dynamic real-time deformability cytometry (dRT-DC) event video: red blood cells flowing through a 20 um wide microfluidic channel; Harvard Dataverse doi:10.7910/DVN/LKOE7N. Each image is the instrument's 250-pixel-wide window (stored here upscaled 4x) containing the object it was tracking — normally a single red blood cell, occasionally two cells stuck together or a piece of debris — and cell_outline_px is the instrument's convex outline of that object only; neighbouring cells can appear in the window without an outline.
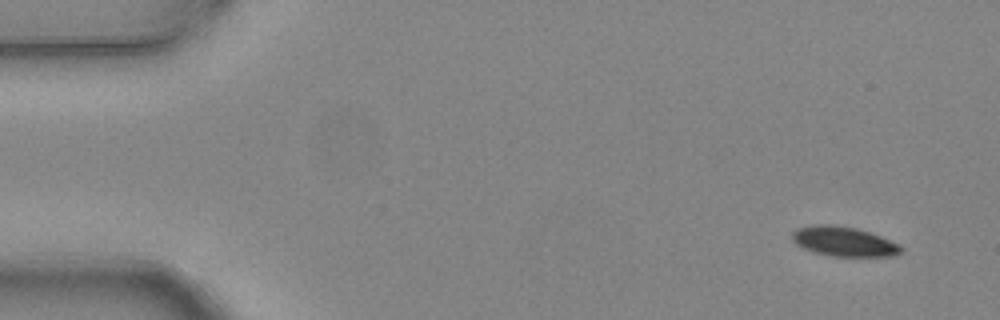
{"species": "common noctule bat (a hibernating species)", "species_latin": "Nyctalus noctula", "temperature_condition": "warm", "stored_images_in_passage": 5, "camera_frame_rate_fps": 3000, "um_per_image_px": 0.085, "animal": {"sex": "female", "body_mass_g": 24.6, "forearm_length_mm": 56.2}, "frame": {"image": 1, "passage_image": 1, "time_ms": 0.0, "image_size_px": [1000, 320], "cell_outline_px": [[904, 248], [896, 256], [832, 256], [812, 252], [796, 244], [792, 240], [792, 232], [796, 228], [812, 224], [832, 224], [856, 228], [880, 236]], "centroid_in_image_um": [71.66, 20.52], "position_along_channel_um": 13.3, "area_um2": 18.79}}
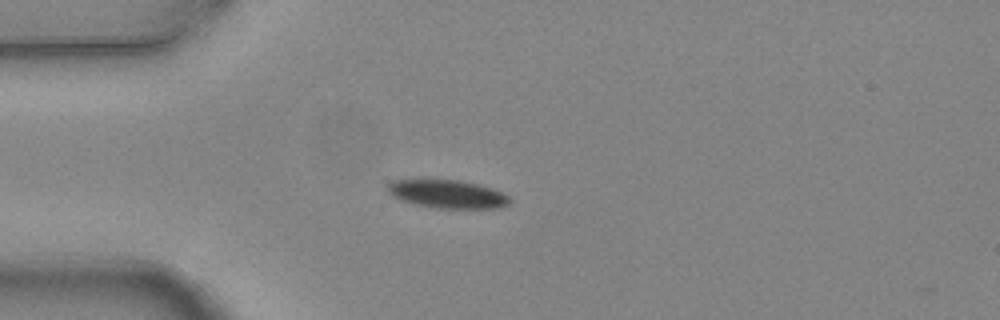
{"frame": {"image": 2, "passage_image": 4, "time_ms": 1.0, "image_size_px": [1000, 320], "cell_outline_px": [[512, 204], [500, 208], [436, 208], [416, 204], [400, 200], [392, 196], [388, 192], [388, 184], [392, 180], [460, 180], [480, 184], [504, 192], [512, 196]], "centroid_in_image_um": [38.13, 16.5], "position_along_channel_um": 46.9, "area_um2": 20.4}}